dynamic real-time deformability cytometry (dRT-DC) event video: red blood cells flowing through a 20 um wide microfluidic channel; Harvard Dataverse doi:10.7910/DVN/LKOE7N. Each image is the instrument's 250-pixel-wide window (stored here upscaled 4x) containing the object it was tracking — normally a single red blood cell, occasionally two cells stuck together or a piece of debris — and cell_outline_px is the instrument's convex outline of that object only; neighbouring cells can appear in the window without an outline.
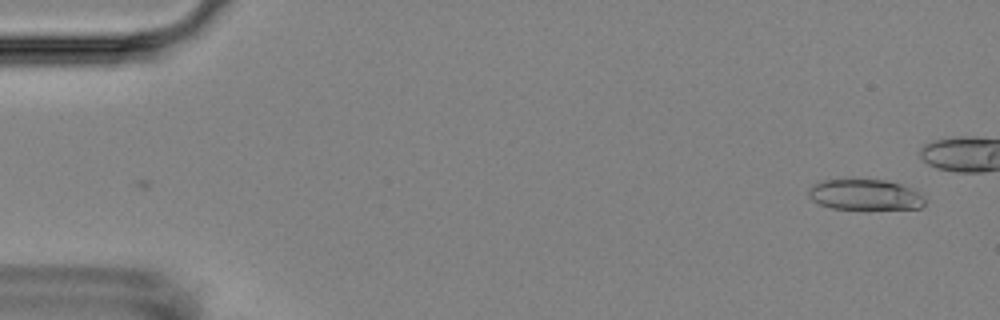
{"species": "Egyptian fruit bat (a non-hibernating species)", "species_latin": "Rousettus aegyptiacus", "temperature_condition": "room temperature", "stored_images_in_passage": 2, "camera_frame_rate_fps": 3000, "um_per_image_px": 0.085, "animal": {"sex": "female"}, "frame": {"image": 1, "passage_image": 2, "time_ms": 1.333, "image_size_px": [1000, 320], "cell_outline_px": [[924, 204], [920, 208], [832, 208], [820, 204], [812, 200], [808, 196], [808, 188], [812, 184], [820, 180], [884, 180], [900, 184], [924, 196]], "centroid_in_image_um": [73.45, 16.54], "position_along_channel_um": 11.5, "area_um2": 20.35}}